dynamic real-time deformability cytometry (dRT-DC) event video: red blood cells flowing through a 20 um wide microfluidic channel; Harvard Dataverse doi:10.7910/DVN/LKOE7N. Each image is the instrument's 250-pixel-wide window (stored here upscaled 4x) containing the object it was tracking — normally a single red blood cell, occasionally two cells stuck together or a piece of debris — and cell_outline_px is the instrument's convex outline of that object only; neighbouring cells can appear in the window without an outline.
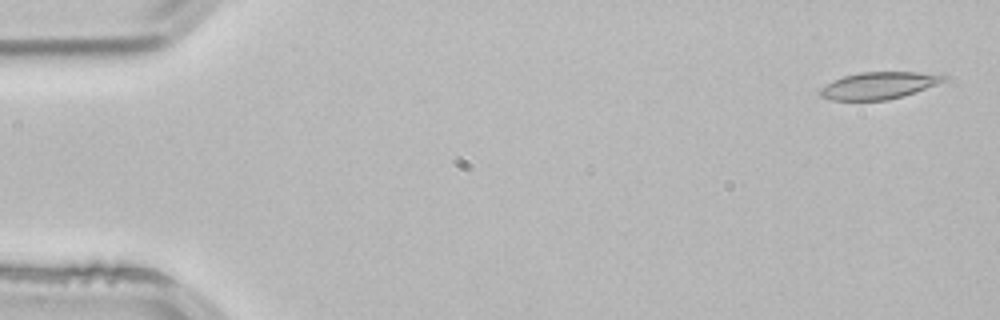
{"species": "common noctule bat (a hibernating species)", "species_latin": "Nyctalus noctula", "temperature_condition": "room temperature", "stored_images_in_passage": 4, "camera_frame_rate_fps": 3000, "um_per_image_px": 0.085, "animal": {"sex": "male", "body_mass_g": 21.5, "forearm_length_mm": 52.0}, "frame": {"image": 1, "passage_image": 1, "time_ms": 0.0, "image_size_px": [1000, 320], "cell_outline_px": [[948, 76], [944, 80], [936, 84], [888, 100], [832, 100], [820, 96], [820, 88], [832, 80], [844, 76], [860, 72], [916, 72]], "centroid_in_image_um": [74.61, 7.26], "position_along_channel_um": 10.4, "area_um2": 19.02}}